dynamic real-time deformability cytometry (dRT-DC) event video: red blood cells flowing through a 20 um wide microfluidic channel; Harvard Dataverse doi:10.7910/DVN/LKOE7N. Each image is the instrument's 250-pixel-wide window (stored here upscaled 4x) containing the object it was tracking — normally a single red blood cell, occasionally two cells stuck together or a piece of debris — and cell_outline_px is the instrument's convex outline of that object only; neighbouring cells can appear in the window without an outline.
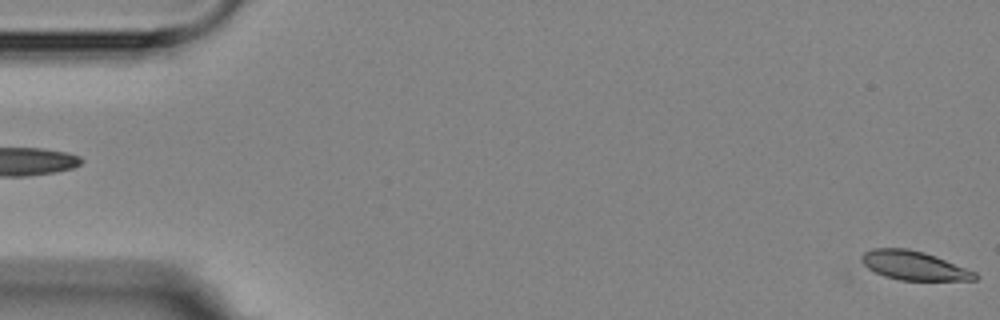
{"species": "Egyptian fruit bat (a non-hibernating species)", "species_latin": "Rousettus aegyptiacus", "temperature_condition": "room temperature", "stored_images_in_passage": 2, "segment_of_instrument_passage": [2, 2], "camera_frame_rate_fps": 3000, "um_per_image_px": 0.085, "animal": {"sex": "female"}, "frame": {"image": 1, "passage_image": 2, "time_ms": 1.333, "image_size_px": [1000, 320], "cell_outline_px": [[980, 276], [976, 280], [900, 280], [884, 276], [868, 268], [860, 260], [860, 256], [864, 252], [872, 248], [908, 248], [924, 252], [936, 256], [976, 272]], "centroid_in_image_um": [77.68, 22.56], "position_along_channel_um": 7.3, "area_um2": 19.19}}